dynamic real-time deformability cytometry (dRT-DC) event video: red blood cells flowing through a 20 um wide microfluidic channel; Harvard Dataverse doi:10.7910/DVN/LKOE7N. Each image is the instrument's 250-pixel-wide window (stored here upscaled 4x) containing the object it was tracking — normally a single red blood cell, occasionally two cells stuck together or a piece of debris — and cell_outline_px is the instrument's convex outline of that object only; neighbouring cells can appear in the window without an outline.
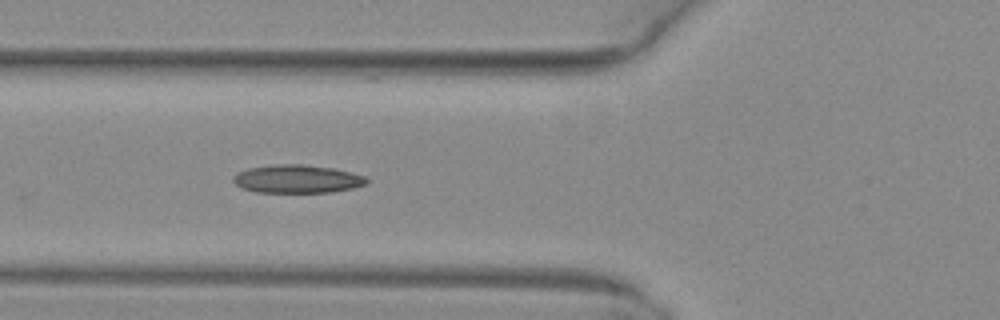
{"species": "common noctule bat (a hibernating species)", "species_latin": "Nyctalus noctula", "temperature_condition": "warm", "stored_images_in_passage": 39, "camera_frame_rate_fps": 3000, "um_per_image_px": 0.085, "animal": {"sex": "female", "body_mass_g": 29.2, "forearm_length_mm": 56.3}, "frame": {"image": 1, "passage_image": 7, "time_ms": 2.0, "image_size_px": [1000, 320], "cell_outline_px": [[368, 184], [352, 188], [332, 192], [256, 192], [244, 188], [236, 184], [232, 180], [232, 176], [236, 172], [248, 168], [272, 164], [304, 164], [332, 168], [368, 176]], "centroid_in_image_um": [25.27, 15.2], "position_along_channel_um": 100.5, "area_um2": 22.08}}
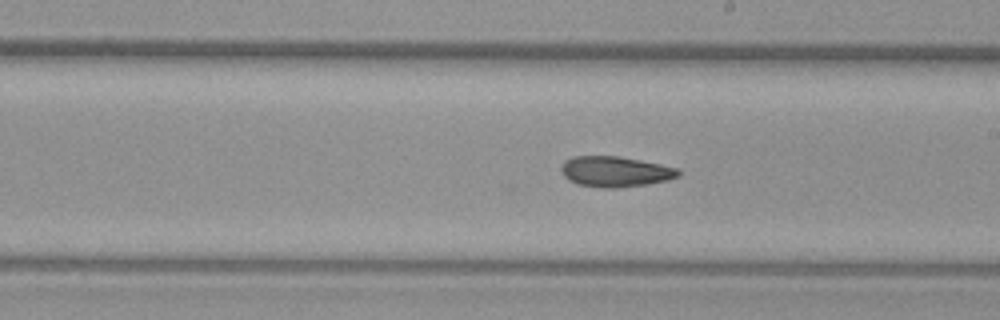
{"frame": {"image": 2, "passage_image": 17, "time_ms": 5.333, "image_size_px": [1000, 320], "cell_outline_px": [[680, 176], [668, 180], [648, 184], [616, 188], [604, 188], [576, 184], [568, 180], [560, 172], [560, 168], [564, 160], [572, 156], [620, 156], [680, 168]], "centroid_in_image_um": [52.28, 14.58], "position_along_channel_um": 236.7, "area_um2": 21.15}}
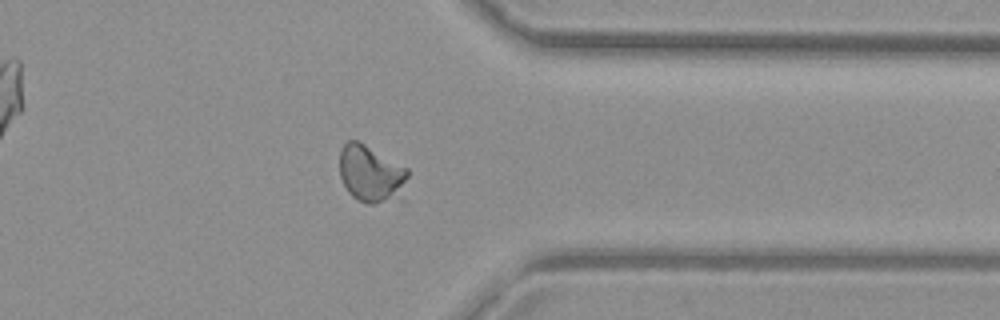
{"frame": {"image": 3, "passage_image": 28, "time_ms": 9.0, "image_size_px": [1000, 320], "cell_outline_px": [[408, 176], [404, 200], [372, 204], [364, 204], [356, 200], [348, 192], [340, 176], [340, 148], [348, 140], [356, 140], [364, 144], [408, 168]], "centroid_in_image_um": [31.58, 14.83], "position_along_channel_um": 379.8, "area_um2": 23.35}, "authors_computed_cell_mechanics": {"area_um2": 20.6924, "velocity_mm_per_s": 4.0852, "shape_relaxation_time_tau1_ms": null, "shape_relaxation_time_tau2_ms": 3.8044, "deformation_change_tau1": null, "deformation_change_tau2": 0.1033}}